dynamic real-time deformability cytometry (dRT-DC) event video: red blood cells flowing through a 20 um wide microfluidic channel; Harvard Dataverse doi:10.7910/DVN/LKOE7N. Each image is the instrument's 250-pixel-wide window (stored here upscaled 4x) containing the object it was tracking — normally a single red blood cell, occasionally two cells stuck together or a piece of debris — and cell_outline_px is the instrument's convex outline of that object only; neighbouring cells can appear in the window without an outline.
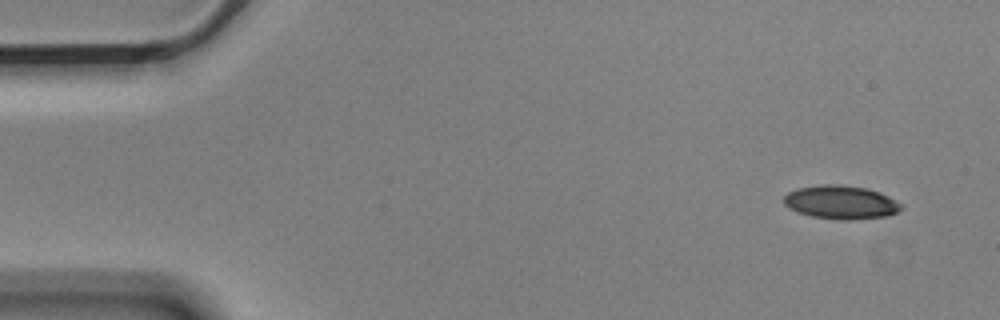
{"species": "Egyptian fruit bat (a non-hibernating species)", "species_latin": "Rousettus aegyptiacus", "temperature_condition": "cold", "stored_images_in_passage": 3, "camera_frame_rate_fps": 3000, "um_per_image_px": 0.085, "animal": {"sex": "male"}, "frame": {"image": 1, "passage_image": 1, "time_ms": 0.0, "image_size_px": [1000, 320], "cell_outline_px": [[904, 208], [888, 216], [848, 220], [836, 220], [812, 216], [796, 212], [788, 208], [784, 204], [784, 196], [788, 192], [796, 188], [820, 184], [840, 184], [868, 188], [880, 192], [904, 204]], "centroid_in_image_um": [71.48, 17.19], "position_along_channel_um": 13.5, "area_um2": 23.35}}